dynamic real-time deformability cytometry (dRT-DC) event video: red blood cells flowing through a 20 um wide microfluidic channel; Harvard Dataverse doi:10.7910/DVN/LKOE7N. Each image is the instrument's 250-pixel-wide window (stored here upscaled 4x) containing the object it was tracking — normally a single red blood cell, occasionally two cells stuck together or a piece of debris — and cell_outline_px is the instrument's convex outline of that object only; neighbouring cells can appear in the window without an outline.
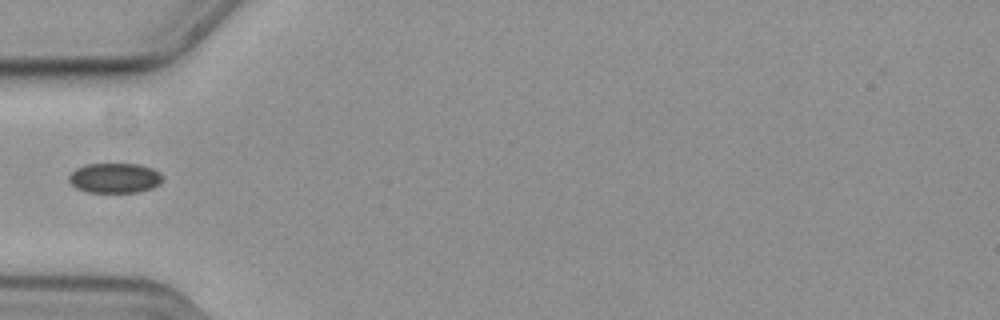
{"species": "common noctule bat (a hibernating species)", "species_latin": "Nyctalus noctula", "temperature_condition": "cold", "stored_images_in_passage": 38, "camera_frame_rate_fps": 3000, "um_per_image_px": 0.085, "animal": {"sex": "female", "body_mass_g": 19.3, "forearm_length_mm": 54.1}, "frame": {"image": 1, "passage_image": 1, "time_ms": 0.0, "image_size_px": [1000, 320], "cell_outline_px": [[160, 184], [152, 188], [140, 192], [88, 192], [76, 188], [68, 180], [68, 176], [76, 168], [84, 164], [140, 164], [152, 168], [160, 172]], "centroid_in_image_um": [9.73, 15.13], "position_along_channel_um": 75.3, "area_um2": 16.36}}
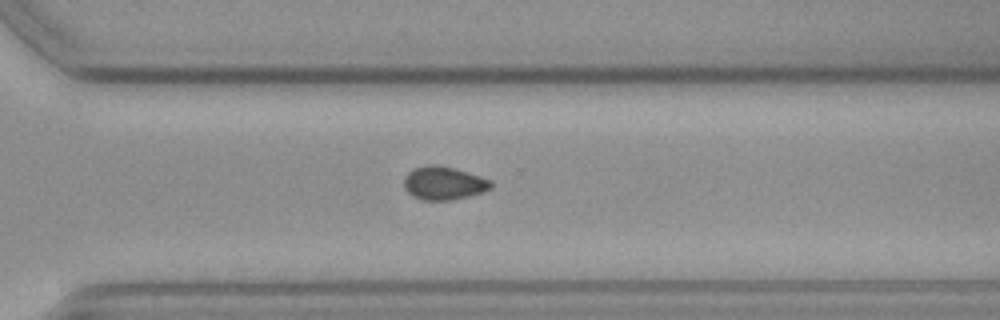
{"frame": {"image": 2, "passage_image": 22, "time_ms": 7.0, "image_size_px": [1000, 320], "cell_outline_px": [[492, 188], [484, 192], [452, 200], [424, 200], [412, 196], [404, 188], [404, 176], [412, 168], [428, 164], [436, 164], [456, 168], [492, 180]], "centroid_in_image_um": [37.71, 15.55], "position_along_channel_um": 332.9, "area_um2": 17.17}}
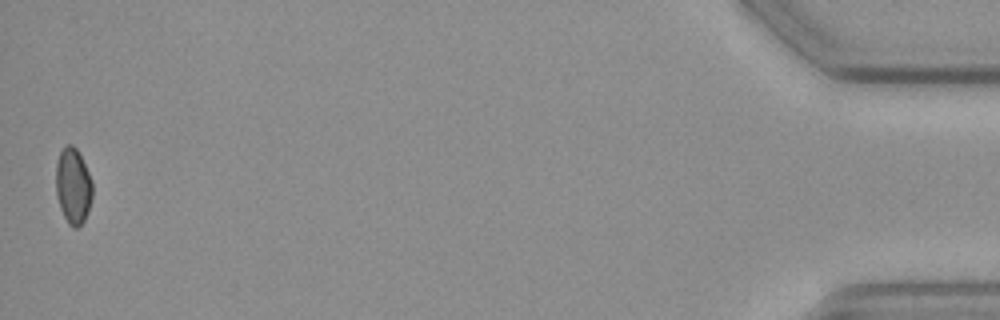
{"frame": {"image": 3, "passage_image": 38, "time_ms": 12.333, "image_size_px": [1000, 320], "cell_outline_px": [[92, 196], [88, 212], [84, 220], [76, 228], [72, 228], [68, 224], [60, 208], [56, 196], [56, 164], [60, 152], [68, 144], [72, 144], [76, 148], [92, 180]], "centroid_in_image_um": [6.2, 15.83], "position_along_channel_um": 429.0, "area_um2": 16.07}}